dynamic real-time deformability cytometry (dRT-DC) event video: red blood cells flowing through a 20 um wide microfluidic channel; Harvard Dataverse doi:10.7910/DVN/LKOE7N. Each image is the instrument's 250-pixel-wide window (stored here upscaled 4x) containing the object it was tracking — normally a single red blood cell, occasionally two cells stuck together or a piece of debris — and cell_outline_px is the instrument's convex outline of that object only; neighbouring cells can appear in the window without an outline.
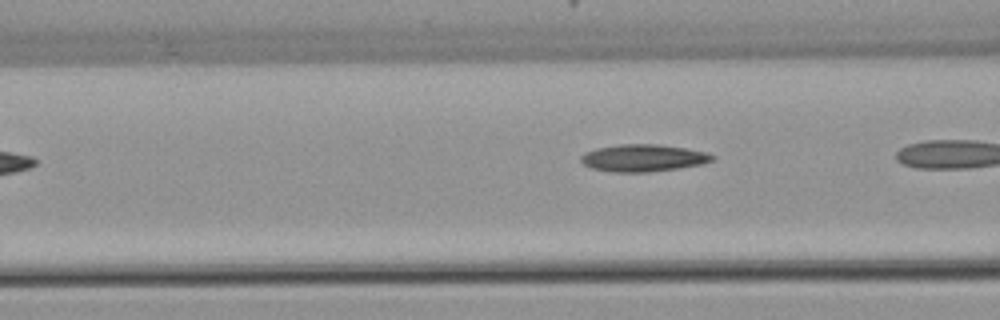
{"species": "common noctule bat (a hibernating species)", "species_latin": "Nyctalus noctula", "temperature_condition": "warm", "stored_images_in_passage": 5, "camera_frame_rate_fps": 3000, "um_per_image_px": 0.085, "animal": {"sex": "female", "body_mass_g": 22.7, "forearm_length_mm": 54.2}, "frame": {"image": 1, "passage_image": 5, "time_ms": 4.667, "image_size_px": [1000, 320], "cell_outline_px": [[716, 156], [712, 160], [704, 164], [680, 168], [648, 172], [612, 172], [592, 168], [584, 164], [580, 160], [580, 156], [584, 152], [596, 148], [620, 144], [656, 144], [684, 148], [708, 152]], "centroid_in_image_um": [54.68, 13.43], "position_along_channel_um": 111.9, "area_um2": 20.92}}